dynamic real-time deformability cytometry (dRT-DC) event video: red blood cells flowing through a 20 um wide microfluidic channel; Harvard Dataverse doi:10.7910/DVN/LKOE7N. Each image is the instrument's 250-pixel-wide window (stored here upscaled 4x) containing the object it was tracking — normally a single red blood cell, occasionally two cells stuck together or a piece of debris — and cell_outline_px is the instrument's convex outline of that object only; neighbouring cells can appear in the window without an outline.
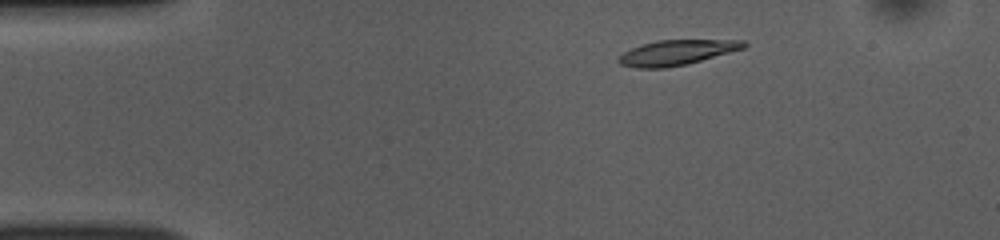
{"species": "common noctule bat (a hibernating species)", "species_latin": "Nyctalus noctula", "temperature_condition": "room temperature", "stored_images_in_passage": 48, "camera_frame_rate_fps": 3000, "um_per_image_px": 0.085, "animal": {"sex": "female", "body_mass_g": 10.0, "forearm_length_mm": 53.1}, "frame": {"image": 1, "passage_image": 5, "time_ms": 1.333, "image_size_px": [1000, 240], "cell_outline_px": [[748, 44], [744, 48], [688, 64], [664, 68], [636, 68], [620, 64], [616, 60], [624, 52], [640, 44], [656, 40], [744, 40]], "centroid_in_image_um": [57.5, 4.46], "position_along_channel_um": 27.5, "area_um2": 18.32}}
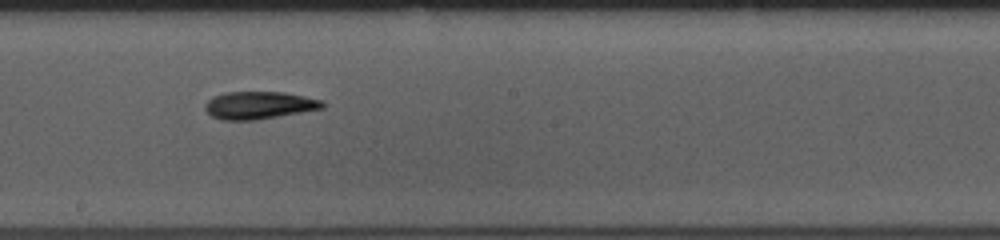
{"frame": {"image": 2, "passage_image": 25, "time_ms": 8.0, "image_size_px": [1000, 240], "cell_outline_px": [[324, 108], [256, 120], [220, 120], [212, 116], [204, 108], [204, 104], [212, 96], [224, 92], [284, 92], [324, 100]], "centroid_in_image_um": [22.0, 8.94], "position_along_channel_um": 226.2, "area_um2": 18.96}}
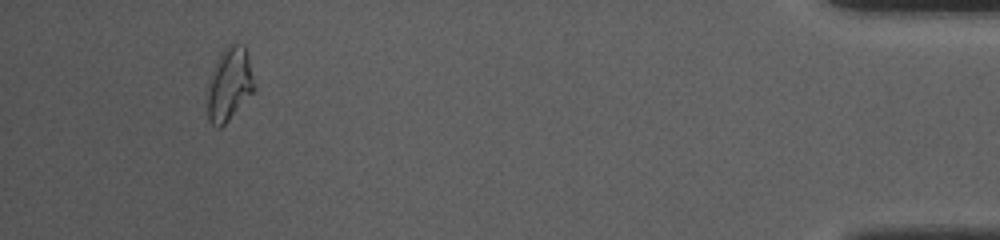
{"frame": {"image": 3, "passage_image": 45, "time_ms": 14.667, "image_size_px": [1000, 240], "cell_outline_px": [[256, 88], [228, 120], [220, 128], [216, 128], [208, 120], [208, 80], [212, 68], [216, 60], [224, 48], [232, 40], [244, 44], [248, 52], [256, 84]], "centroid_in_image_um": [19.51, 7.08], "position_along_channel_um": 415.7, "area_um2": 20.46}, "authors_computed_cell_mechanics": {"area_um2": 18.3226, "velocity_mm_per_s": 3.8433, "shape_relaxation_time_tau1_ms": 6.195, "shape_relaxation_time_tau2_ms": 3.5576, "deformation_change_tau1": 0.2111, "deformation_change_tau2": 0.1217}}